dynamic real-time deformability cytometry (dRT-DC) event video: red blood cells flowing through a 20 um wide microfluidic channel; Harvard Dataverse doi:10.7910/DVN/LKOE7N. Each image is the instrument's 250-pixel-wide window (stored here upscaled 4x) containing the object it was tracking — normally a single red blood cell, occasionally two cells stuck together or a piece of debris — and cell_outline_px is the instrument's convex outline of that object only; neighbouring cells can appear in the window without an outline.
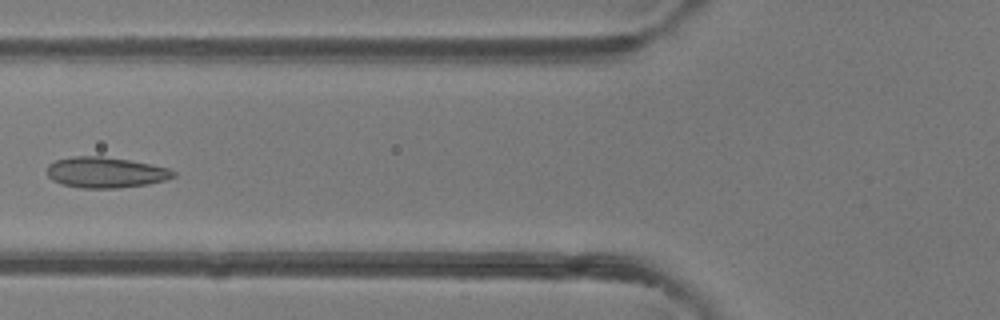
{"species": "common noctule bat (a hibernating species)", "species_latin": "Nyctalus noctula", "temperature_condition": "room temperature", "stored_images_in_passage": 6, "camera_frame_rate_fps": 3000, "um_per_image_px": 0.085, "animal": {"sex": "female"}, "frame": {"image": 1, "passage_image": 5, "time_ms": 4.667, "image_size_px": [1000, 320], "cell_outline_px": [[176, 176], [168, 180], [148, 184], [120, 188], [80, 188], [64, 184], [52, 180], [48, 176], [48, 164], [56, 160], [72, 156], [100, 156], [128, 160], [168, 168], [176, 172]], "centroid_in_image_um": [8.99, 14.66], "position_along_channel_um": 116.8, "area_um2": 22.6}}
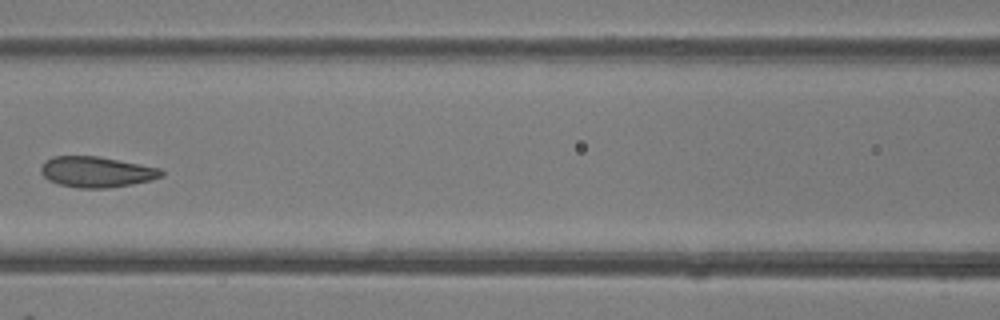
{"frame": {"image": 2, "passage_image": 6, "time_ms": 5.667, "image_size_px": [1000, 320], "cell_outline_px": [[164, 176], [152, 180], [132, 184], [108, 188], [80, 188], [60, 184], [48, 180], [40, 172], [40, 168], [44, 160], [52, 156], [96, 156], [160, 168], [164, 172]], "centroid_in_image_um": [8.19, 14.61], "position_along_channel_um": 158.4, "area_um2": 21.56}}